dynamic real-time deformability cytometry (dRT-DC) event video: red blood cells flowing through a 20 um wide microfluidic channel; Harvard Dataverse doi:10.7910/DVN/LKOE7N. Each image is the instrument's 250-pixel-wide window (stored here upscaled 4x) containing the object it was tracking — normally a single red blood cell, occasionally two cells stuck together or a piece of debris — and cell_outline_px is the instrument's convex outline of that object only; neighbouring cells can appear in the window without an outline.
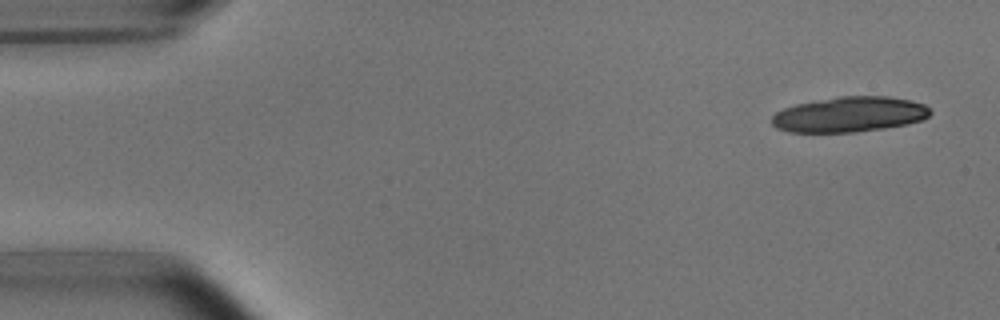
{"species": "common noctule bat (a hibernating species)", "species_latin": "Nyctalus noctula", "temperature_condition": "room temperature", "stored_images_in_passage": 4, "camera_frame_rate_fps": 3000, "um_per_image_px": 0.085, "animal": {"sex": "male", "body_mass_g": 15.6}, "frame": {"image": 1, "passage_image": 1, "time_ms": 0.0, "image_size_px": [1000, 320], "cell_outline_px": [[932, 112], [924, 120], [908, 124], [884, 128], [856, 132], [788, 132], [776, 128], [772, 124], [772, 116], [776, 112], [784, 108], [796, 104], [840, 96], [888, 96], [912, 100], [924, 104]], "centroid_in_image_um": [72.22, 9.73], "position_along_channel_um": 12.8, "area_um2": 32.71}}